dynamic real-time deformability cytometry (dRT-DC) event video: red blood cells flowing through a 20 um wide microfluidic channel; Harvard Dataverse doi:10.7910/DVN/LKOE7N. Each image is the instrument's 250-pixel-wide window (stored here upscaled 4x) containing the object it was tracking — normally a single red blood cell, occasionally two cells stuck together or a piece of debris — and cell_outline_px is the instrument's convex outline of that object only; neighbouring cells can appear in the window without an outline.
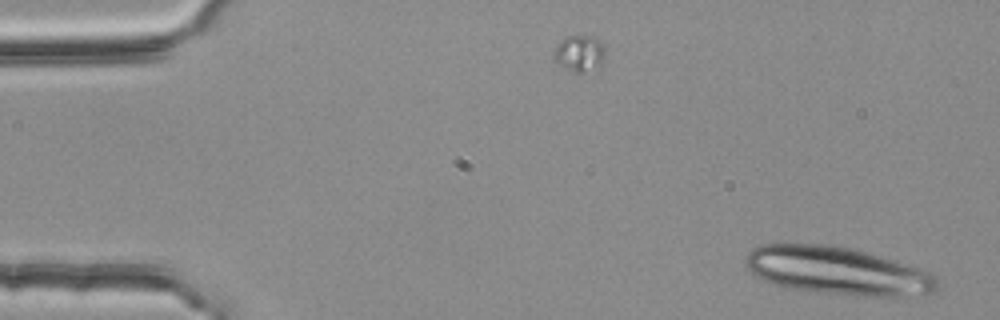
{"species": "common noctule bat (a hibernating species)", "species_latin": "Nyctalus noctula", "temperature_condition": "room temperature", "stored_images_in_passage": 4, "camera_frame_rate_fps": 3000, "um_per_image_px": 0.085, "animal": {"sex": "female", "body_mass_g": 25.1}, "frame": {"image": 1, "passage_image": 1, "time_ms": 0.0, "image_size_px": [1000, 320], "cell_outline_px": [[936, 288], [932, 292], [904, 296], [864, 296], [784, 288], [772, 284], [756, 276], [748, 268], [744, 260], [744, 256], [752, 248], [760, 244], [832, 244], [880, 256], [928, 272], [936, 276]], "centroid_in_image_um": [71.08, 23.01], "position_along_channel_um": 13.9, "area_um2": 52.89}}